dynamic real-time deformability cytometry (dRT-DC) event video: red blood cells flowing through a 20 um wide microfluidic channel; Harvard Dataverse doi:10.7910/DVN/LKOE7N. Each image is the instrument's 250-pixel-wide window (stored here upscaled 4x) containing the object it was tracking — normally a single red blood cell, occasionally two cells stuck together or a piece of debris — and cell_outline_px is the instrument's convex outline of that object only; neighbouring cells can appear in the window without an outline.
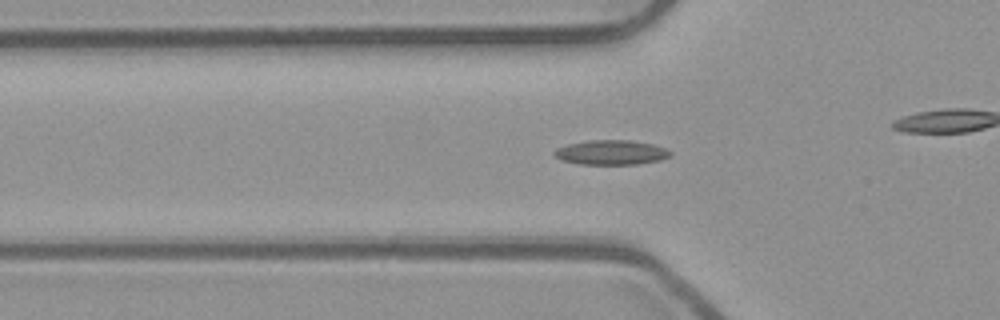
{"species": "common noctule bat (a hibernating species)", "species_latin": "Nyctalus noctula", "temperature_condition": "room temperature", "stored_images_in_passage": 55, "camera_frame_rate_fps": 3000, "um_per_image_px": 0.085, "animal": {"sex": "male", "body_mass_g": 23.1, "forearm_length_mm": 52.7}, "frame": {"image": 1, "passage_image": 19, "time_ms": 6.0, "image_size_px": [1000, 320], "cell_outline_px": [[672, 152], [668, 156], [660, 160], [640, 164], [580, 164], [560, 160], [552, 152], [556, 148], [568, 144], [588, 140], [632, 140], [652, 144], [664, 148]], "centroid_in_image_um": [51.92, 12.95], "position_along_channel_um": 73.9, "area_um2": 16.65}}
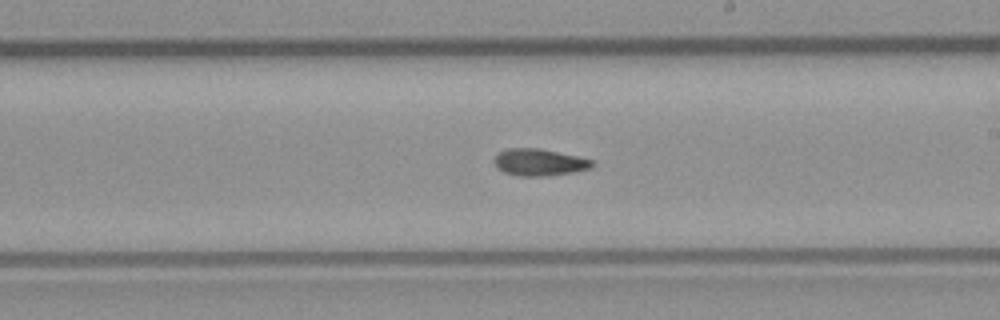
{"frame": {"image": 2, "passage_image": 32, "time_ms": 10.333, "image_size_px": [1000, 320], "cell_outline_px": [[592, 168], [572, 172], [548, 176], [520, 176], [504, 172], [496, 168], [492, 160], [500, 152], [508, 148], [540, 148], [576, 156], [592, 160]], "centroid_in_image_um": [45.79, 13.8], "position_along_channel_um": 243.2, "area_um2": 15.32}}
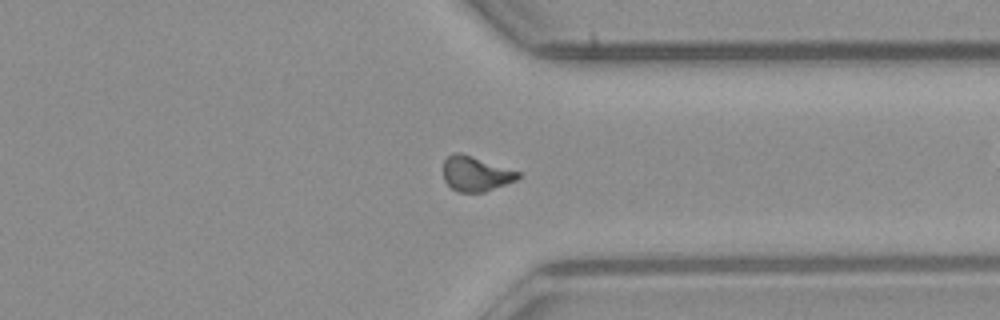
{"frame": {"image": 3, "passage_image": 42, "time_ms": 13.667, "image_size_px": [1000, 320], "cell_outline_px": [[520, 176], [516, 180], [484, 192], [460, 192], [452, 188], [444, 180], [444, 160], [452, 152], [460, 152], [520, 172]], "centroid_in_image_um": [40.42, 14.76], "position_along_channel_um": 371.0, "area_um2": 15.03}, "authors_computed_cell_mechanics": {"area_um2": 14.9702, "velocity_mm_per_s": 3.8769, "shape_relaxation_time_tau1_ms": 8.2287, "shape_relaxation_time_tau2_ms": 6.917, "deformation_change_tau1": 0.1956, "deformation_change_tau2": 0.1275}}